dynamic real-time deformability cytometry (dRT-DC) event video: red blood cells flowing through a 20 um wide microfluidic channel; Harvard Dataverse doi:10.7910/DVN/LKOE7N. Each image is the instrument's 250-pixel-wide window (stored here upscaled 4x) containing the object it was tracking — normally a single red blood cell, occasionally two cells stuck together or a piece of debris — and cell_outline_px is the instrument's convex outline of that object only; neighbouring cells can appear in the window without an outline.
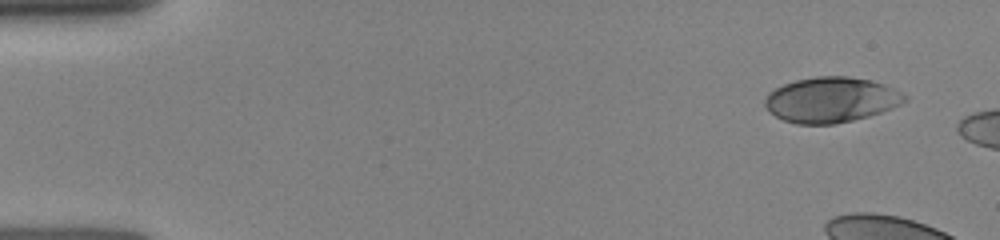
{"species": "human", "species_latin": "Homo sapiens", "temperature_condition": "room temperature", "stored_images_in_passage": 3, "camera_frame_rate_fps": 3000, "um_per_image_px": 0.085, "donor": {"sex": "female"}, "frame": {"image": 1, "passage_image": 1, "time_ms": 0.0, "image_size_px": [1000, 240], "cell_outline_px": [[908, 100], [892, 108], [868, 116], [836, 124], [796, 124], [784, 120], [768, 112], [764, 104], [764, 100], [768, 92], [784, 84], [796, 80], [816, 76], [848, 76], [872, 80], [884, 84], [908, 96]], "centroid_in_image_um": [70.63, 8.48], "position_along_channel_um": 14.4, "area_um2": 36.99}}